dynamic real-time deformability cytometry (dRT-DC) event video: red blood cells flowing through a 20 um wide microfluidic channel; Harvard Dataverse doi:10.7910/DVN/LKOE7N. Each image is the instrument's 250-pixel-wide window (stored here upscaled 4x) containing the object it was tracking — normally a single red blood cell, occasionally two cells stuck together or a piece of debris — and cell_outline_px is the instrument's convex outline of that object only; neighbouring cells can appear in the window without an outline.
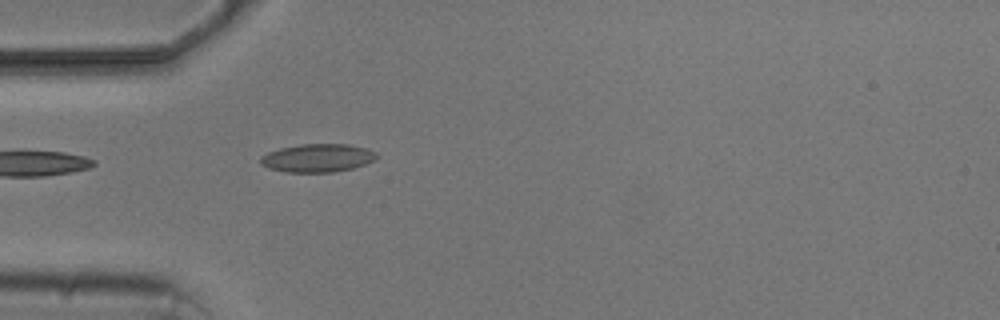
{"species": "common noctule bat (a hibernating species)", "species_latin": "Nyctalus noctula", "temperature_condition": "cold", "stored_images_in_passage": 5, "camera_frame_rate_fps": 3000, "um_per_image_px": 0.085, "animal": {"sex": "male", "body_mass_g": 20.5, "forearm_length_mm": 52.5}, "frame": {"image": 1, "passage_image": 5, "time_ms": 4.667, "image_size_px": [1000, 320], "cell_outline_px": [[376, 156], [372, 160], [364, 164], [352, 168], [332, 172], [284, 172], [268, 168], [260, 164], [260, 156], [268, 152], [280, 148], [300, 144], [348, 144], [364, 148], [376, 152]], "centroid_in_image_um": [26.92, 13.43], "position_along_channel_um": 58.1, "area_um2": 18.96}}